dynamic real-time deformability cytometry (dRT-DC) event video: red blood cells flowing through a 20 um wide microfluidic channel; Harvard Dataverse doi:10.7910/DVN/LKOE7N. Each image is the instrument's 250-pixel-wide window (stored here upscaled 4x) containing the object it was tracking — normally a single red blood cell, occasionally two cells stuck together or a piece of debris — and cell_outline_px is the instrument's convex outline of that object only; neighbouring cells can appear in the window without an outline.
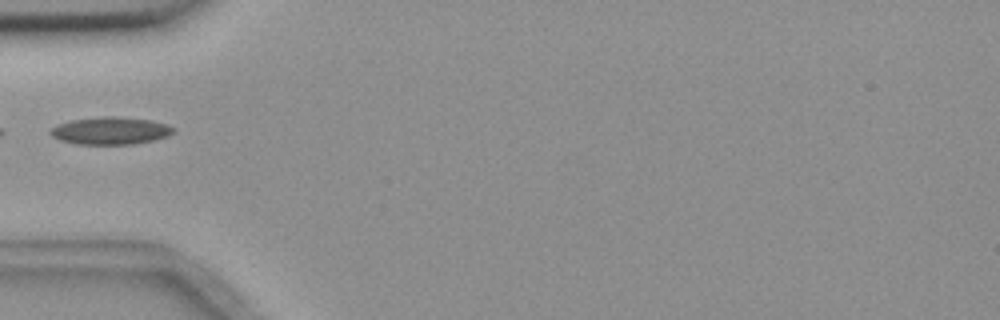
{"species": "common noctule bat (a hibernating species)", "species_latin": "Nyctalus noctula", "temperature_condition": "room temperature", "stored_images_in_passage": 30, "camera_frame_rate_fps": 3000, "um_per_image_px": 0.085, "animal": {"sex": "female", "body_mass_g": 18.4}, "frame": {"image": 1, "passage_image": 1, "time_ms": 0.0, "image_size_px": [1000, 320], "cell_outline_px": [[176, 128], [168, 136], [152, 140], [132, 144], [76, 144], [60, 140], [52, 136], [48, 132], [56, 124], [72, 120], [100, 116], [116, 116], [152, 120], [168, 124]], "centroid_in_image_um": [9.38, 11.1], "position_along_channel_um": 75.6, "area_um2": 19.77}}